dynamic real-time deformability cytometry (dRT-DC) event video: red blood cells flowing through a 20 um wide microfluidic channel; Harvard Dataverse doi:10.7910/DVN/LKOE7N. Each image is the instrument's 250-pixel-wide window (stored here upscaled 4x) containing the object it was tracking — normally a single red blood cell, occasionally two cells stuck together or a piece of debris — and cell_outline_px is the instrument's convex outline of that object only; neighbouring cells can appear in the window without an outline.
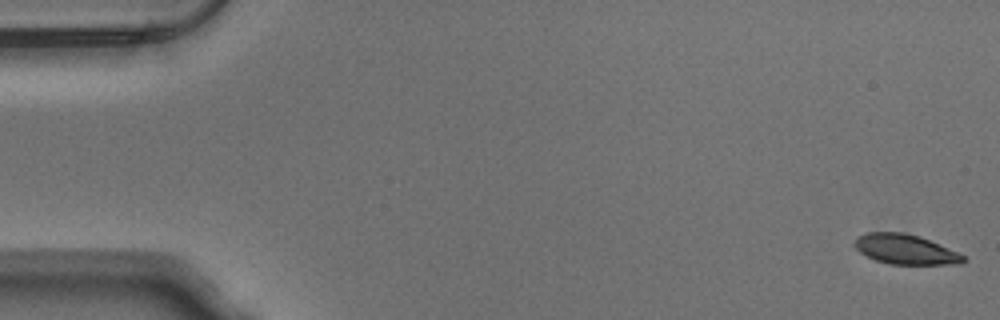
{"species": "Egyptian fruit bat (a non-hibernating species)", "species_latin": "Rousettus aegyptiacus", "temperature_condition": "warm", "stored_images_in_passage": 53, "camera_frame_rate_fps": 3000, "um_per_image_px": 0.085, "animal": {"sex": "male"}, "frame": {"image": 1, "passage_image": 1, "time_ms": 0.0, "image_size_px": [1000, 320], "cell_outline_px": [[968, 260], [960, 264], [888, 264], [876, 260], [860, 252], [852, 244], [856, 236], [868, 232], [904, 232], [920, 236], [956, 252], [964, 256]], "centroid_in_image_um": [76.92, 21.19], "position_along_channel_um": 8.1, "area_um2": 18.9}}
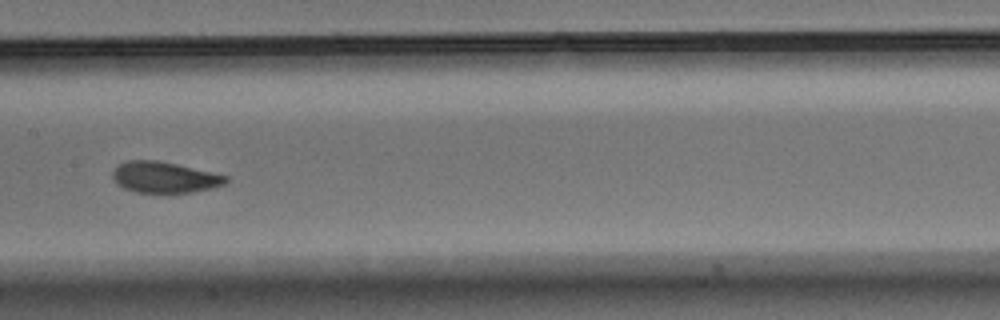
{"frame": {"image": 2, "passage_image": 27, "time_ms": 8.667, "image_size_px": [1000, 320], "cell_outline_px": [[228, 180], [224, 184], [212, 188], [192, 192], [168, 196], [136, 192], [124, 188], [116, 184], [112, 176], [112, 172], [120, 164], [128, 160], [156, 160], [176, 164], [212, 172], [228, 176]], "centroid_in_image_um": [13.97, 15.12], "position_along_channel_um": 193.4, "area_um2": 21.1}}
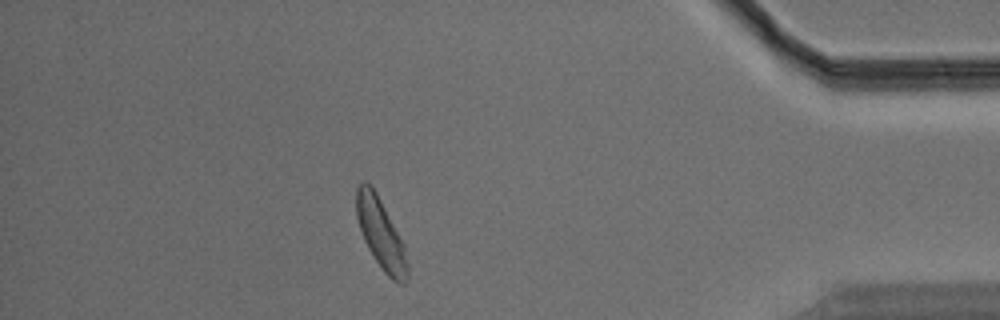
{"frame": {"image": 3, "passage_image": 47, "time_ms": 15.333, "image_size_px": [1000, 320], "cell_outline_px": [[408, 276], [404, 284], [400, 284], [392, 280], [384, 272], [368, 248], [364, 240], [356, 216], [356, 188], [360, 180], [364, 180], [372, 184], [404, 244], [408, 264]], "centroid_in_image_um": [32.36, 19.84], "position_along_channel_um": 402.8, "area_um2": 20.98}, "authors_computed_cell_mechanics": {"area_um2": 20.6924, "velocity_mm_per_s": 3.7783, "shape_relaxation_time_tau1_ms": 2.9984, "shape_relaxation_time_tau2_ms": 2.0376, "deformation_change_tau1": 0.1215, "deformation_change_tau2": 0.0668}}